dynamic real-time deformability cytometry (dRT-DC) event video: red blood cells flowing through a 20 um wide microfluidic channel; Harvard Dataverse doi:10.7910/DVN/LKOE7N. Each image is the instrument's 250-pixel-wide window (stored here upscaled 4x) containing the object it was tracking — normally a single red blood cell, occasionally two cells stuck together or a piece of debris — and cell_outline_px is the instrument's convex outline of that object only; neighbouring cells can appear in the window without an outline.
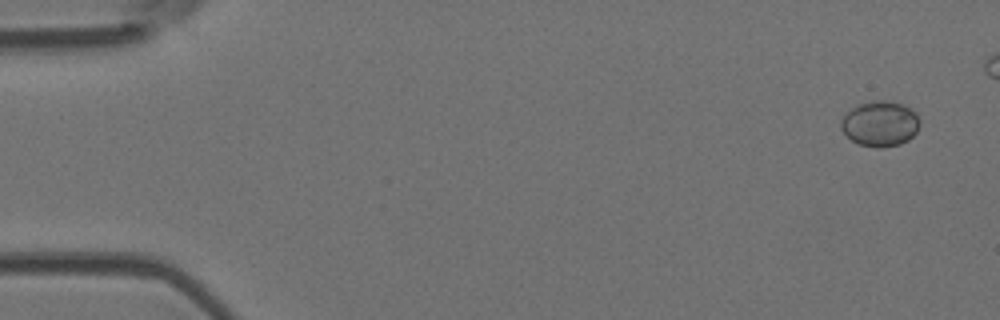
{"species": "Egyptian fruit bat (a non-hibernating species)", "species_latin": "Rousettus aegyptiacus", "temperature_condition": "room temperature", "stored_images_in_passage": 6, "camera_frame_rate_fps": 3000, "um_per_image_px": 0.085, "animal": {"sex": "female"}, "frame": {"image": 1, "passage_image": 1, "time_ms": 0.0, "image_size_px": [1000, 320], "cell_outline_px": [[920, 124], [916, 132], [908, 140], [900, 144], [884, 148], [876, 148], [860, 144], [852, 140], [840, 128], [840, 120], [852, 108], [860, 104], [872, 100], [888, 100], [904, 104], [912, 108], [916, 112], [920, 120]], "centroid_in_image_um": [74.84, 10.5], "position_along_channel_um": 10.2, "area_um2": 21.04}}